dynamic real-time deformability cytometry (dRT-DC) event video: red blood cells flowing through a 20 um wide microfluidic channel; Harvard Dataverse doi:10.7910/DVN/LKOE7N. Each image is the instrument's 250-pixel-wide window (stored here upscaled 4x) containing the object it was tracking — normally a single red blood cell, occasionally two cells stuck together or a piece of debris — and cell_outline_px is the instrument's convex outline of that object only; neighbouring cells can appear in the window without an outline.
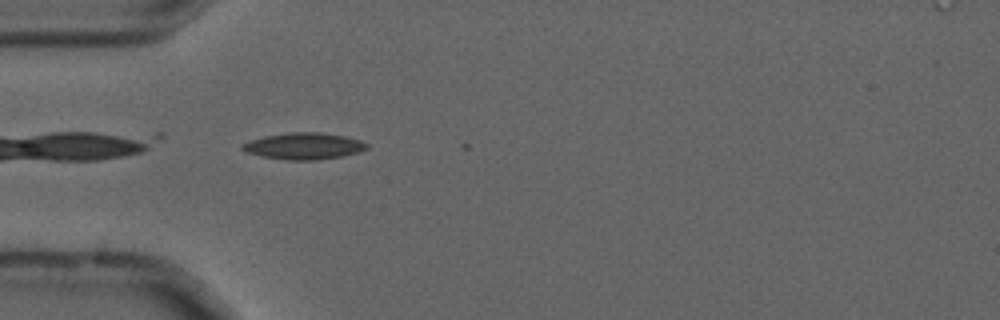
{"species": "common noctule bat (a hibernating species)", "species_latin": "Nyctalus noctula", "temperature_condition": "cold", "stored_images_in_passage": 8, "camera_frame_rate_fps": 3000, "um_per_image_px": 0.085, "animal": {"sex": "male", "forearm_length_mm": 52.5}, "frame": {"image": 1, "passage_image": 2, "time_ms": 0.333, "image_size_px": [1000, 320], "cell_outline_px": [[368, 148], [356, 152], [340, 156], [316, 160], [284, 160], [260, 156], [248, 152], [240, 148], [244, 144], [252, 140], [264, 136], [292, 132], [320, 132], [344, 136], [360, 140], [368, 144]], "centroid_in_image_um": [25.83, 12.41], "position_along_channel_um": 59.2, "area_um2": 19.02}}
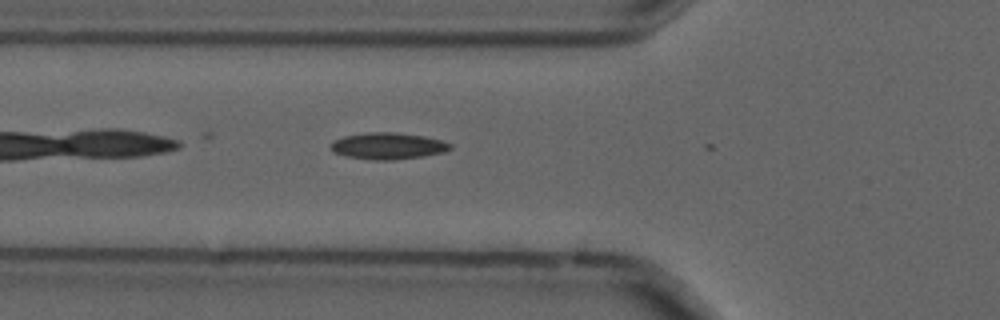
{"frame": {"image": 2, "passage_image": 5, "time_ms": 1.333, "image_size_px": [1000, 320], "cell_outline_px": [[452, 148], [444, 152], [424, 156], [392, 160], [372, 160], [344, 156], [332, 152], [328, 148], [328, 144], [332, 140], [344, 136], [368, 132], [392, 132], [424, 136], [440, 140], [452, 144]], "centroid_in_image_um": [32.9, 12.41], "position_along_channel_um": 92.9, "area_um2": 18.79}}